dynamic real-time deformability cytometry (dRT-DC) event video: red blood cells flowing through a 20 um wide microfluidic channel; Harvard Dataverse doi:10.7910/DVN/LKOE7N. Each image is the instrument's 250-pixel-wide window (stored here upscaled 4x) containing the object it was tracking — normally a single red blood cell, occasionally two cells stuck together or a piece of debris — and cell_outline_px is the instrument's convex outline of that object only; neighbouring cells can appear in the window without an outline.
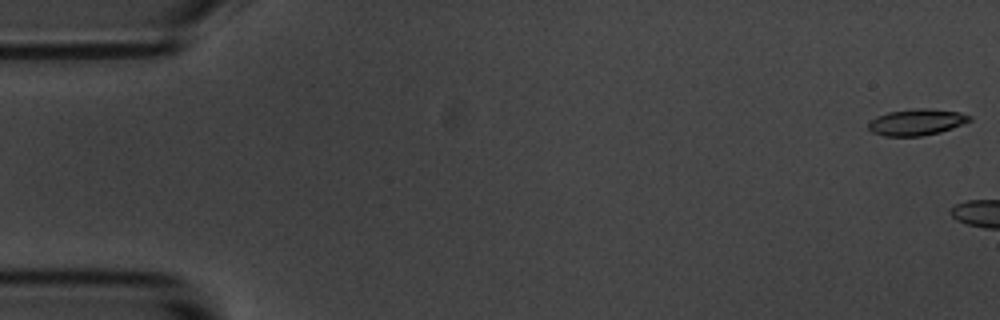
{"species": "common noctule bat (a hibernating species)", "species_latin": "Nyctalus noctula", "temperature_condition": "room temperature", "stored_images_in_passage": 3, "camera_frame_rate_fps": 3000, "um_per_image_px": 0.085, "animal": {"sex": "male", "body_mass_g": 20.1, "forearm_length_mm": 53.5}, "frame": {"image": 1, "passage_image": 1, "time_ms": 0.0, "image_size_px": [1000, 320], "cell_outline_px": [[972, 120], [952, 128], [940, 132], [920, 136], [884, 136], [872, 132], [868, 128], [868, 124], [876, 116], [888, 112], [912, 108], [928, 108], [960, 112], [972, 116]], "centroid_in_image_um": [77.92, 10.37], "position_along_channel_um": 7.1, "area_um2": 15.61}}